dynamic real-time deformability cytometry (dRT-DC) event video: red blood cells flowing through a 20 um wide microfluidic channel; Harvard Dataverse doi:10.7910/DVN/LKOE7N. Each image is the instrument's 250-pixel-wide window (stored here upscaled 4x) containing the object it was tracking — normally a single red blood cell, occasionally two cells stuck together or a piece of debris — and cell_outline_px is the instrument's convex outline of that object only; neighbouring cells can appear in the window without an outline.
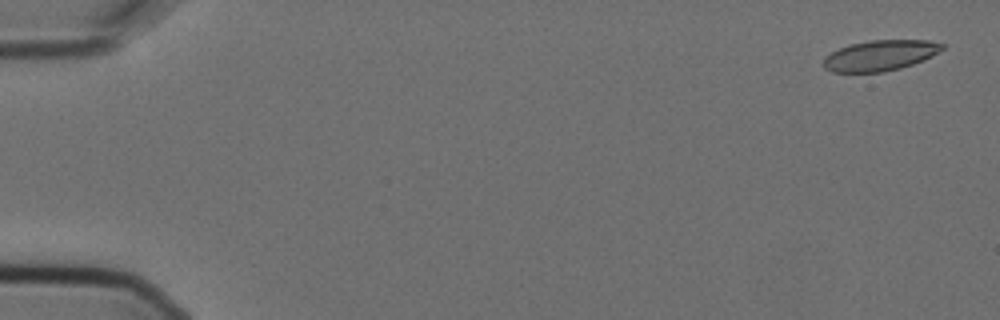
{"species": "Egyptian fruit bat (a non-hibernating species)", "species_latin": "Rousettus aegyptiacus", "temperature_condition": "cold", "stored_images_in_passage": 5, "camera_frame_rate_fps": 3000, "um_per_image_px": 0.085, "animal": {"sex": "female"}, "frame": {"image": 1, "passage_image": 1, "time_ms": 0.0, "image_size_px": [1000, 320], "cell_outline_px": [[944, 48], [932, 56], [924, 60], [900, 68], [884, 72], [832, 72], [824, 68], [824, 56], [840, 48], [852, 44], [868, 40], [928, 40], [944, 44]], "centroid_in_image_um": [74.82, 4.71], "position_along_channel_um": 10.2, "area_um2": 21.1}}
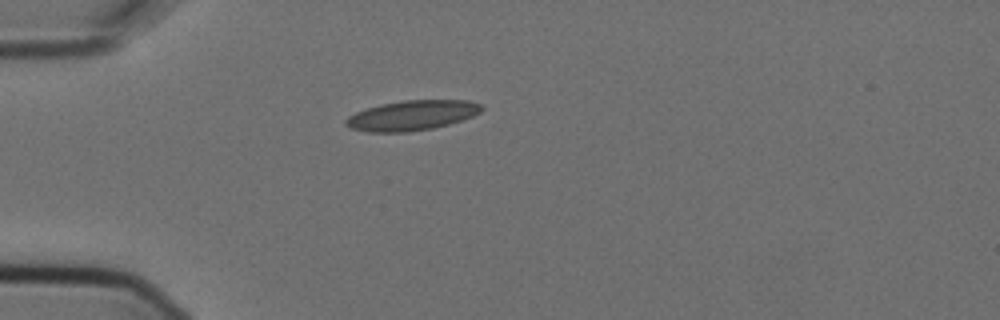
{"frame": {"image": 2, "passage_image": 5, "time_ms": 1.333, "image_size_px": [1000, 320], "cell_outline_px": [[484, 108], [480, 112], [472, 116], [448, 124], [432, 128], [408, 132], [368, 132], [352, 128], [344, 124], [344, 120], [348, 116], [356, 112], [380, 104], [404, 100], [468, 100], [480, 104]], "centroid_in_image_um": [35.0, 9.8], "position_along_channel_um": 50.0, "area_um2": 23.58}}